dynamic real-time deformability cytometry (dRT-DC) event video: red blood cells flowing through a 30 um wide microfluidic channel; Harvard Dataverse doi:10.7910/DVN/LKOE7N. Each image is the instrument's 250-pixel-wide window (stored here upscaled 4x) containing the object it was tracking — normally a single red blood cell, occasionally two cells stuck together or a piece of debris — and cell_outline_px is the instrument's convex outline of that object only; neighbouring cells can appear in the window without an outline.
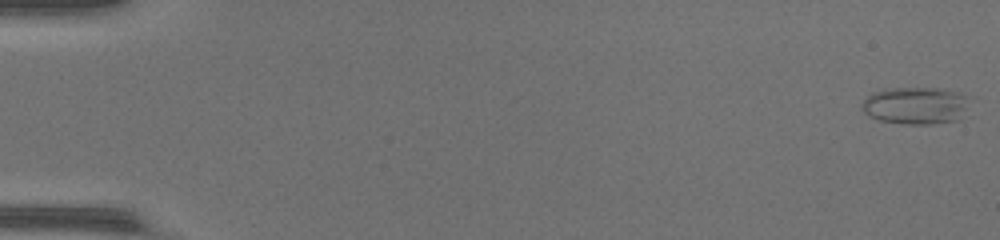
{"species": "common noctule bat (a hibernating species)", "species_latin": "Nyctalus noctula", "temperature_condition": "warm", "stored_images_in_passage": 52, "camera_frame_rate_fps": 3000, "um_per_image_px": 0.085, "animal": {"sex": "female", "body_mass_g": 17.0, "forearm_length_mm": 48.0}, "frame": {"image": 1, "passage_image": 1, "time_ms": 0.0, "image_size_px": [1000, 240], "cell_outline_px": [[976, 96], [960, 120], [932, 124], [908, 124], [880, 120], [868, 116], [860, 108], [860, 104], [872, 92], [888, 88], [940, 88], [960, 92]], "centroid_in_image_um": [77.94, 8.96], "position_along_channel_um": 7.1, "area_um2": 24.22}}
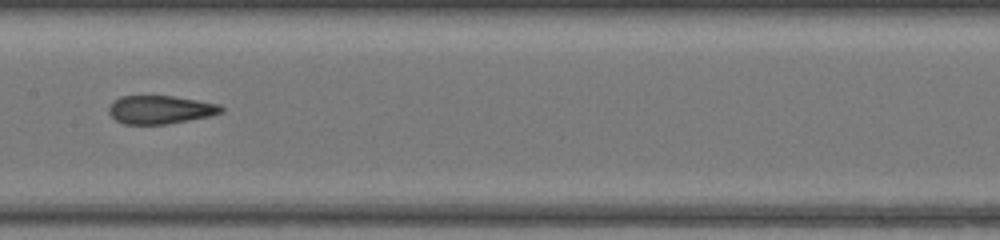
{"frame": {"image": 2, "passage_image": 28, "time_ms": 9.0, "image_size_px": [1000, 240], "cell_outline_px": [[224, 112], [212, 116], [164, 124], [124, 124], [116, 120], [108, 112], [108, 108], [112, 100], [120, 96], [172, 96], [220, 104], [224, 108]], "centroid_in_image_um": [13.62, 9.32], "position_along_channel_um": 193.8, "area_um2": 18.61}}
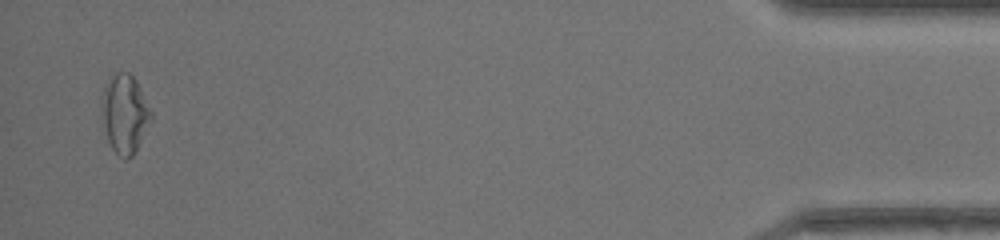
{"frame": {"image": 3, "passage_image": 51, "time_ms": 16.667, "image_size_px": [1000, 240], "cell_outline_px": [[152, 116], [132, 156], [128, 160], [124, 160], [112, 148], [108, 140], [104, 124], [104, 84], [116, 72], [128, 72], [136, 80], [152, 112]], "centroid_in_image_um": [10.62, 9.66], "position_along_channel_um": 424.6, "area_um2": 21.68}}